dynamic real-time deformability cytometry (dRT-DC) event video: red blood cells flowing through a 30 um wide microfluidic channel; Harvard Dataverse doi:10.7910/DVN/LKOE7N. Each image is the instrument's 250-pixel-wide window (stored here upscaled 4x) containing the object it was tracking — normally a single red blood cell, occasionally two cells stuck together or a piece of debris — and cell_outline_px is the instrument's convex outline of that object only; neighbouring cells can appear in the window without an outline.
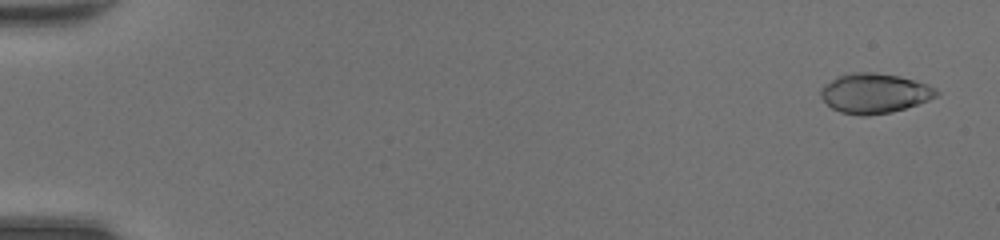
{"species": "common noctule bat (a hibernating species)", "species_latin": "Nyctalus noctula", "temperature_condition": "room temperature", "stored_images_in_passage": 48, "camera_frame_rate_fps": 3000, "um_per_image_px": 0.085, "animal": {"sex": "female", "body_mass_g": 20.0, "forearm_length_mm": 54.0}, "frame": {"image": 1, "passage_image": 2, "time_ms": 0.333, "image_size_px": [1000, 240], "cell_outline_px": [[940, 92], [936, 96], [928, 100], [892, 112], [868, 116], [860, 116], [840, 112], [832, 108], [820, 96], [820, 88], [824, 84], [836, 76], [848, 72], [876, 72], [900, 76], [916, 80], [928, 84], [936, 88]], "centroid_in_image_um": [74.31, 7.91], "position_along_channel_um": 10.7, "area_um2": 27.17}}
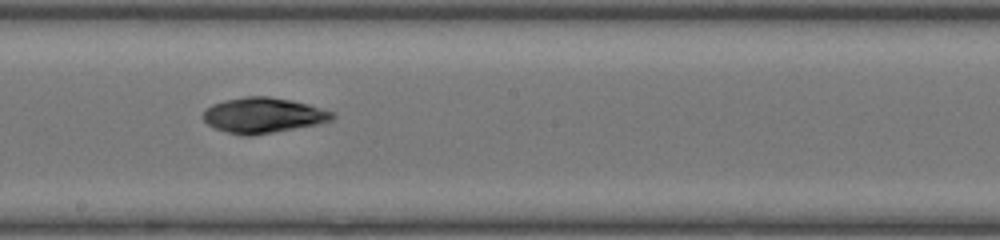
{"frame": {"image": 2, "passage_image": 28, "time_ms": 9.0, "image_size_px": [1000, 240], "cell_outline_px": [[336, 116], [332, 120], [320, 124], [252, 136], [240, 136], [216, 128], [208, 124], [200, 116], [204, 108], [212, 104], [224, 100], [244, 96], [268, 96], [292, 100], [308, 104], [336, 112]], "centroid_in_image_um": [22.37, 9.8], "position_along_channel_um": 225.8, "area_um2": 27.11}}
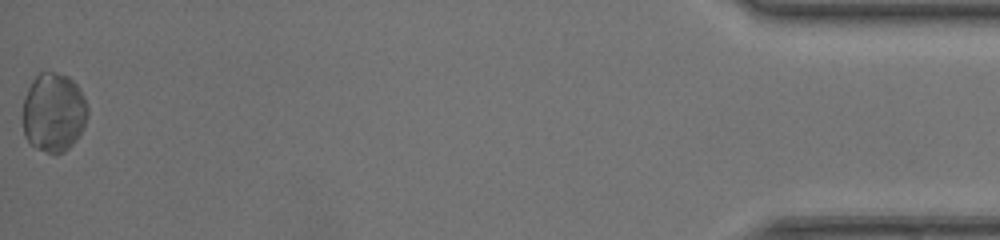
{"frame": {"image": 3, "passage_image": 48, "time_ms": 15.667, "image_size_px": [1000, 240], "cell_outline_px": [[88, 116], [84, 128], [76, 140], [64, 152], [56, 156], [36, 148], [24, 136], [20, 116], [24, 96], [32, 80], [40, 72], [52, 72], [68, 76], [80, 88], [84, 96], [88, 108]], "centroid_in_image_um": [4.53, 9.58], "position_along_channel_um": 430.7, "area_um2": 30.69}, "authors_computed_cell_mechanics": {"area_um2": 26.3279, "velocity_mm_per_s": 4.4153, "shape_relaxation_time_tau1_ms": 8.8722, "shape_relaxation_time_tau2_ms": 4.0245, "deformation_change_tau1": 0.1763, "deformation_change_tau2": 0.0734}}